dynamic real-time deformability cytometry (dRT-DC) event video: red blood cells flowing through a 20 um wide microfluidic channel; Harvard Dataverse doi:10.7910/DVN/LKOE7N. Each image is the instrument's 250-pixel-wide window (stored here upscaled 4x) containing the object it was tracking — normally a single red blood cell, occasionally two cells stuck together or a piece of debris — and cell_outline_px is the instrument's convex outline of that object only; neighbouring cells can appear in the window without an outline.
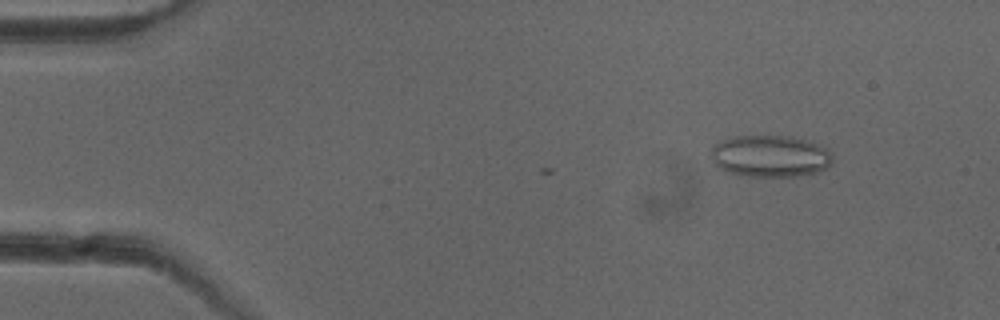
{"species": "common noctule bat (a hibernating species)", "species_latin": "Nyctalus noctula", "temperature_condition": "cold", "stored_images_in_passage": 8, "camera_frame_rate_fps": 3000, "um_per_image_px": 0.085, "animal": {"sex": "female"}, "frame": {"image": 1, "passage_image": 2, "time_ms": 0.333, "image_size_px": [1000, 320], "cell_outline_px": [[832, 164], [828, 168], [816, 172], [796, 176], [748, 176], [724, 172], [712, 160], [712, 148], [720, 140], [736, 136], [788, 136], [808, 140], [820, 144], [828, 148], [832, 156]], "centroid_in_image_um": [65.5, 13.27], "position_along_channel_um": 19.5, "area_um2": 29.82}}